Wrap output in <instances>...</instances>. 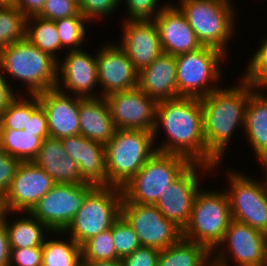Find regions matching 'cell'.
I'll return each instance as SVG.
<instances>
[{"label":"cell","mask_w":267,"mask_h":266,"mask_svg":"<svg viewBox=\"0 0 267 266\" xmlns=\"http://www.w3.org/2000/svg\"><path fill=\"white\" fill-rule=\"evenodd\" d=\"M161 129L168 138L156 145L157 152L179 154L192 163H203L211 167L219 163L206 149L199 98L178 97L157 102L152 132L154 142L159 140L156 137Z\"/></svg>","instance_id":"6da1fadb"},{"label":"cell","mask_w":267,"mask_h":266,"mask_svg":"<svg viewBox=\"0 0 267 266\" xmlns=\"http://www.w3.org/2000/svg\"><path fill=\"white\" fill-rule=\"evenodd\" d=\"M240 79L237 86L220 87L206 97L199 98L206 149L219 163L229 149L228 145H231L236 128L244 130L245 109L250 95L256 90Z\"/></svg>","instance_id":"7a4b0ae2"},{"label":"cell","mask_w":267,"mask_h":266,"mask_svg":"<svg viewBox=\"0 0 267 266\" xmlns=\"http://www.w3.org/2000/svg\"><path fill=\"white\" fill-rule=\"evenodd\" d=\"M58 61L41 51L28 39L13 42L0 51V68L3 75L25 83L28 95H37L56 87ZM19 79V80H18Z\"/></svg>","instance_id":"3957f363"},{"label":"cell","mask_w":267,"mask_h":266,"mask_svg":"<svg viewBox=\"0 0 267 266\" xmlns=\"http://www.w3.org/2000/svg\"><path fill=\"white\" fill-rule=\"evenodd\" d=\"M154 144L152 131L116 129L104 145L107 185L122 188L157 152Z\"/></svg>","instance_id":"277c9868"},{"label":"cell","mask_w":267,"mask_h":266,"mask_svg":"<svg viewBox=\"0 0 267 266\" xmlns=\"http://www.w3.org/2000/svg\"><path fill=\"white\" fill-rule=\"evenodd\" d=\"M178 4L176 6L187 19L201 45L217 48L227 54V44L234 38L236 28L235 6L232 1L180 0Z\"/></svg>","instance_id":"5b68a950"},{"label":"cell","mask_w":267,"mask_h":266,"mask_svg":"<svg viewBox=\"0 0 267 266\" xmlns=\"http://www.w3.org/2000/svg\"><path fill=\"white\" fill-rule=\"evenodd\" d=\"M122 190L116 186L96 185L86 196L82 208L75 214L62 236L70 234L78 245L99 233L109 230L121 216Z\"/></svg>","instance_id":"8992f818"},{"label":"cell","mask_w":267,"mask_h":266,"mask_svg":"<svg viewBox=\"0 0 267 266\" xmlns=\"http://www.w3.org/2000/svg\"><path fill=\"white\" fill-rule=\"evenodd\" d=\"M191 164L179 154L156 152L121 188L122 196L128 203L155 205Z\"/></svg>","instance_id":"52a82bcc"},{"label":"cell","mask_w":267,"mask_h":266,"mask_svg":"<svg viewBox=\"0 0 267 266\" xmlns=\"http://www.w3.org/2000/svg\"><path fill=\"white\" fill-rule=\"evenodd\" d=\"M231 220L225 190L205 191L201 188L195 197L189 222L182 231V238L201 244L213 252L223 240Z\"/></svg>","instance_id":"ba28073f"},{"label":"cell","mask_w":267,"mask_h":266,"mask_svg":"<svg viewBox=\"0 0 267 266\" xmlns=\"http://www.w3.org/2000/svg\"><path fill=\"white\" fill-rule=\"evenodd\" d=\"M225 57L221 50L210 46L176 55L178 97L203 98L220 88V65Z\"/></svg>","instance_id":"9c48e42d"},{"label":"cell","mask_w":267,"mask_h":266,"mask_svg":"<svg viewBox=\"0 0 267 266\" xmlns=\"http://www.w3.org/2000/svg\"><path fill=\"white\" fill-rule=\"evenodd\" d=\"M263 170L267 176V167H263ZM228 173L227 183L230 187L225 192L232 219L267 234V177L261 182L237 170H228Z\"/></svg>","instance_id":"30bf717a"},{"label":"cell","mask_w":267,"mask_h":266,"mask_svg":"<svg viewBox=\"0 0 267 266\" xmlns=\"http://www.w3.org/2000/svg\"><path fill=\"white\" fill-rule=\"evenodd\" d=\"M266 242L267 234L232 219L223 240L212 252L213 266H230L231 255L235 266H265Z\"/></svg>","instance_id":"8fae6325"},{"label":"cell","mask_w":267,"mask_h":266,"mask_svg":"<svg viewBox=\"0 0 267 266\" xmlns=\"http://www.w3.org/2000/svg\"><path fill=\"white\" fill-rule=\"evenodd\" d=\"M92 183L61 184L53 187L37 202L30 213L51 232H63L82 208Z\"/></svg>","instance_id":"7c38bea8"},{"label":"cell","mask_w":267,"mask_h":266,"mask_svg":"<svg viewBox=\"0 0 267 266\" xmlns=\"http://www.w3.org/2000/svg\"><path fill=\"white\" fill-rule=\"evenodd\" d=\"M121 216L132 227L142 247L163 250L182 238V230L164 218L155 205L121 203Z\"/></svg>","instance_id":"4fadbf2b"},{"label":"cell","mask_w":267,"mask_h":266,"mask_svg":"<svg viewBox=\"0 0 267 266\" xmlns=\"http://www.w3.org/2000/svg\"><path fill=\"white\" fill-rule=\"evenodd\" d=\"M218 163L214 167L203 163H192L171 185L156 202L155 206L167 220L173 222L182 231L187 226L191 217L193 203L197 193L201 189L200 175L203 172H213L218 169ZM202 173H201V172ZM198 172V173H197Z\"/></svg>","instance_id":"5bb4252c"},{"label":"cell","mask_w":267,"mask_h":266,"mask_svg":"<svg viewBox=\"0 0 267 266\" xmlns=\"http://www.w3.org/2000/svg\"><path fill=\"white\" fill-rule=\"evenodd\" d=\"M54 184L52 177L33 161L21 162L1 199V208L14 213L30 212Z\"/></svg>","instance_id":"9a60e30c"},{"label":"cell","mask_w":267,"mask_h":266,"mask_svg":"<svg viewBox=\"0 0 267 266\" xmlns=\"http://www.w3.org/2000/svg\"><path fill=\"white\" fill-rule=\"evenodd\" d=\"M116 129L152 131L157 102L138 87L104 97Z\"/></svg>","instance_id":"2e32d148"},{"label":"cell","mask_w":267,"mask_h":266,"mask_svg":"<svg viewBox=\"0 0 267 266\" xmlns=\"http://www.w3.org/2000/svg\"><path fill=\"white\" fill-rule=\"evenodd\" d=\"M64 57L62 61L58 60L56 88L81 98L100 97L98 91L93 92L99 86L96 54L90 55L85 49H80L67 51Z\"/></svg>","instance_id":"e0dca14e"},{"label":"cell","mask_w":267,"mask_h":266,"mask_svg":"<svg viewBox=\"0 0 267 266\" xmlns=\"http://www.w3.org/2000/svg\"><path fill=\"white\" fill-rule=\"evenodd\" d=\"M96 63L100 97L138 86V71L117 42L103 44Z\"/></svg>","instance_id":"ac0fdd59"},{"label":"cell","mask_w":267,"mask_h":266,"mask_svg":"<svg viewBox=\"0 0 267 266\" xmlns=\"http://www.w3.org/2000/svg\"><path fill=\"white\" fill-rule=\"evenodd\" d=\"M37 95L47 116L50 137L62 139L80 135V97L64 93L56 87Z\"/></svg>","instance_id":"d6986e66"},{"label":"cell","mask_w":267,"mask_h":266,"mask_svg":"<svg viewBox=\"0 0 267 266\" xmlns=\"http://www.w3.org/2000/svg\"><path fill=\"white\" fill-rule=\"evenodd\" d=\"M119 46L139 72L161 53L158 28L154 20H124Z\"/></svg>","instance_id":"ffe728a7"},{"label":"cell","mask_w":267,"mask_h":266,"mask_svg":"<svg viewBox=\"0 0 267 266\" xmlns=\"http://www.w3.org/2000/svg\"><path fill=\"white\" fill-rule=\"evenodd\" d=\"M154 22L158 28L163 53L176 56L202 47L187 19L175 4L169 3L165 6Z\"/></svg>","instance_id":"44dd1931"},{"label":"cell","mask_w":267,"mask_h":266,"mask_svg":"<svg viewBox=\"0 0 267 266\" xmlns=\"http://www.w3.org/2000/svg\"><path fill=\"white\" fill-rule=\"evenodd\" d=\"M69 157L77 164L81 177L88 183L107 185L105 147L82 135L60 139Z\"/></svg>","instance_id":"7402d4cb"},{"label":"cell","mask_w":267,"mask_h":266,"mask_svg":"<svg viewBox=\"0 0 267 266\" xmlns=\"http://www.w3.org/2000/svg\"><path fill=\"white\" fill-rule=\"evenodd\" d=\"M156 102L178 98L175 56L161 53L138 72V86Z\"/></svg>","instance_id":"603a6c76"},{"label":"cell","mask_w":267,"mask_h":266,"mask_svg":"<svg viewBox=\"0 0 267 266\" xmlns=\"http://www.w3.org/2000/svg\"><path fill=\"white\" fill-rule=\"evenodd\" d=\"M33 162L51 176L55 183H87L80 175L78 164L68 156L60 139L45 138Z\"/></svg>","instance_id":"cb8c5ba5"},{"label":"cell","mask_w":267,"mask_h":266,"mask_svg":"<svg viewBox=\"0 0 267 266\" xmlns=\"http://www.w3.org/2000/svg\"><path fill=\"white\" fill-rule=\"evenodd\" d=\"M80 135L105 145L116 131L104 97L81 98L79 106Z\"/></svg>","instance_id":"d4e9b609"},{"label":"cell","mask_w":267,"mask_h":266,"mask_svg":"<svg viewBox=\"0 0 267 266\" xmlns=\"http://www.w3.org/2000/svg\"><path fill=\"white\" fill-rule=\"evenodd\" d=\"M267 95L256 89L245 109L244 133L254 151V158L267 167ZM256 154V156H255Z\"/></svg>","instance_id":"484cf974"},{"label":"cell","mask_w":267,"mask_h":266,"mask_svg":"<svg viewBox=\"0 0 267 266\" xmlns=\"http://www.w3.org/2000/svg\"><path fill=\"white\" fill-rule=\"evenodd\" d=\"M20 213L21 215L19 214V216L21 217L18 218L17 216L16 220H12L11 222L8 219V216L18 213L5 210L1 211L0 219L4 222L10 248L42 247L46 238V236H44L46 235L45 233H48L49 235V232L51 233V231L30 212Z\"/></svg>","instance_id":"4316f807"},{"label":"cell","mask_w":267,"mask_h":266,"mask_svg":"<svg viewBox=\"0 0 267 266\" xmlns=\"http://www.w3.org/2000/svg\"><path fill=\"white\" fill-rule=\"evenodd\" d=\"M157 266H213L212 252L201 244L181 238L160 250Z\"/></svg>","instance_id":"83f0119b"},{"label":"cell","mask_w":267,"mask_h":266,"mask_svg":"<svg viewBox=\"0 0 267 266\" xmlns=\"http://www.w3.org/2000/svg\"><path fill=\"white\" fill-rule=\"evenodd\" d=\"M42 139L35 133L25 130L0 129V150L21 162L33 161L42 144Z\"/></svg>","instance_id":"f1b7e54d"},{"label":"cell","mask_w":267,"mask_h":266,"mask_svg":"<svg viewBox=\"0 0 267 266\" xmlns=\"http://www.w3.org/2000/svg\"><path fill=\"white\" fill-rule=\"evenodd\" d=\"M25 38L41 51L49 53L57 61L59 60L57 51H61V44L55 21L39 16L28 17Z\"/></svg>","instance_id":"f546056e"},{"label":"cell","mask_w":267,"mask_h":266,"mask_svg":"<svg viewBox=\"0 0 267 266\" xmlns=\"http://www.w3.org/2000/svg\"><path fill=\"white\" fill-rule=\"evenodd\" d=\"M50 238H45L42 246V266H81L80 245L71 237L66 241L59 238L56 240V237L53 240Z\"/></svg>","instance_id":"4dcf8cb0"},{"label":"cell","mask_w":267,"mask_h":266,"mask_svg":"<svg viewBox=\"0 0 267 266\" xmlns=\"http://www.w3.org/2000/svg\"><path fill=\"white\" fill-rule=\"evenodd\" d=\"M39 106L38 95H28L25 98L16 95L0 114V129L23 130L27 116H31Z\"/></svg>","instance_id":"1f68e13d"},{"label":"cell","mask_w":267,"mask_h":266,"mask_svg":"<svg viewBox=\"0 0 267 266\" xmlns=\"http://www.w3.org/2000/svg\"><path fill=\"white\" fill-rule=\"evenodd\" d=\"M26 19L22 12L12 6H0V51L26 36Z\"/></svg>","instance_id":"d6a6232c"},{"label":"cell","mask_w":267,"mask_h":266,"mask_svg":"<svg viewBox=\"0 0 267 266\" xmlns=\"http://www.w3.org/2000/svg\"><path fill=\"white\" fill-rule=\"evenodd\" d=\"M88 22V23H87ZM89 21L84 16H70L55 20V25L59 33L61 50H80L86 39V24Z\"/></svg>","instance_id":"836d02e7"},{"label":"cell","mask_w":267,"mask_h":266,"mask_svg":"<svg viewBox=\"0 0 267 266\" xmlns=\"http://www.w3.org/2000/svg\"><path fill=\"white\" fill-rule=\"evenodd\" d=\"M82 261H109L120 259L116 254L111 228L91 237L81 245Z\"/></svg>","instance_id":"e575fe53"},{"label":"cell","mask_w":267,"mask_h":266,"mask_svg":"<svg viewBox=\"0 0 267 266\" xmlns=\"http://www.w3.org/2000/svg\"><path fill=\"white\" fill-rule=\"evenodd\" d=\"M259 45H261L260 48L252 55L241 77L255 89L264 91L267 88V36L261 40Z\"/></svg>","instance_id":"d590c367"},{"label":"cell","mask_w":267,"mask_h":266,"mask_svg":"<svg viewBox=\"0 0 267 266\" xmlns=\"http://www.w3.org/2000/svg\"><path fill=\"white\" fill-rule=\"evenodd\" d=\"M111 235L114 241L116 254L120 259L130 255L141 247L138 236L122 216L113 223Z\"/></svg>","instance_id":"8d00e7d4"},{"label":"cell","mask_w":267,"mask_h":266,"mask_svg":"<svg viewBox=\"0 0 267 266\" xmlns=\"http://www.w3.org/2000/svg\"><path fill=\"white\" fill-rule=\"evenodd\" d=\"M159 0H125L128 8L125 20H154L159 12L169 3L162 4ZM159 3V4H157ZM159 7V8H158ZM158 8V9H157Z\"/></svg>","instance_id":"74e56055"},{"label":"cell","mask_w":267,"mask_h":266,"mask_svg":"<svg viewBox=\"0 0 267 266\" xmlns=\"http://www.w3.org/2000/svg\"><path fill=\"white\" fill-rule=\"evenodd\" d=\"M47 20H58L70 16H83L79 4L73 0H46L38 15Z\"/></svg>","instance_id":"f35d334b"},{"label":"cell","mask_w":267,"mask_h":266,"mask_svg":"<svg viewBox=\"0 0 267 266\" xmlns=\"http://www.w3.org/2000/svg\"><path fill=\"white\" fill-rule=\"evenodd\" d=\"M121 0H81L79 4L80 13L89 21L93 22L104 16L114 14L120 4Z\"/></svg>","instance_id":"ab89813d"},{"label":"cell","mask_w":267,"mask_h":266,"mask_svg":"<svg viewBox=\"0 0 267 266\" xmlns=\"http://www.w3.org/2000/svg\"><path fill=\"white\" fill-rule=\"evenodd\" d=\"M20 160L0 150V200L9 189Z\"/></svg>","instance_id":"60d3db41"},{"label":"cell","mask_w":267,"mask_h":266,"mask_svg":"<svg viewBox=\"0 0 267 266\" xmlns=\"http://www.w3.org/2000/svg\"><path fill=\"white\" fill-rule=\"evenodd\" d=\"M9 266H42V247L11 249Z\"/></svg>","instance_id":"b9f144b4"},{"label":"cell","mask_w":267,"mask_h":266,"mask_svg":"<svg viewBox=\"0 0 267 266\" xmlns=\"http://www.w3.org/2000/svg\"><path fill=\"white\" fill-rule=\"evenodd\" d=\"M160 250L152 247H140L122 258L124 266H157Z\"/></svg>","instance_id":"7bdbcfd3"},{"label":"cell","mask_w":267,"mask_h":266,"mask_svg":"<svg viewBox=\"0 0 267 266\" xmlns=\"http://www.w3.org/2000/svg\"><path fill=\"white\" fill-rule=\"evenodd\" d=\"M25 132L35 133V136L40 137L42 140L50 137L47 123V116L40 105L31 116H27Z\"/></svg>","instance_id":"ee69618b"},{"label":"cell","mask_w":267,"mask_h":266,"mask_svg":"<svg viewBox=\"0 0 267 266\" xmlns=\"http://www.w3.org/2000/svg\"><path fill=\"white\" fill-rule=\"evenodd\" d=\"M46 0H15L14 6L18 8L27 18L38 16L41 13Z\"/></svg>","instance_id":"f6af8a7d"},{"label":"cell","mask_w":267,"mask_h":266,"mask_svg":"<svg viewBox=\"0 0 267 266\" xmlns=\"http://www.w3.org/2000/svg\"><path fill=\"white\" fill-rule=\"evenodd\" d=\"M5 78L0 68V114L4 111L8 103L16 96L13 92L12 83ZM10 83V85H9Z\"/></svg>","instance_id":"bcb514c9"},{"label":"cell","mask_w":267,"mask_h":266,"mask_svg":"<svg viewBox=\"0 0 267 266\" xmlns=\"http://www.w3.org/2000/svg\"><path fill=\"white\" fill-rule=\"evenodd\" d=\"M10 244L4 222L0 219V266H9Z\"/></svg>","instance_id":"7dc6e473"},{"label":"cell","mask_w":267,"mask_h":266,"mask_svg":"<svg viewBox=\"0 0 267 266\" xmlns=\"http://www.w3.org/2000/svg\"><path fill=\"white\" fill-rule=\"evenodd\" d=\"M81 266H124L122 259L109 261H81Z\"/></svg>","instance_id":"c3c4849f"},{"label":"cell","mask_w":267,"mask_h":266,"mask_svg":"<svg viewBox=\"0 0 267 266\" xmlns=\"http://www.w3.org/2000/svg\"><path fill=\"white\" fill-rule=\"evenodd\" d=\"M15 0H0V6H12Z\"/></svg>","instance_id":"681fc988"},{"label":"cell","mask_w":267,"mask_h":266,"mask_svg":"<svg viewBox=\"0 0 267 266\" xmlns=\"http://www.w3.org/2000/svg\"><path fill=\"white\" fill-rule=\"evenodd\" d=\"M265 266H267V242H266V262H265Z\"/></svg>","instance_id":"f907efd6"},{"label":"cell","mask_w":267,"mask_h":266,"mask_svg":"<svg viewBox=\"0 0 267 266\" xmlns=\"http://www.w3.org/2000/svg\"><path fill=\"white\" fill-rule=\"evenodd\" d=\"M74 2H76L77 4L81 3V0H73Z\"/></svg>","instance_id":"816d5d0a"},{"label":"cell","mask_w":267,"mask_h":266,"mask_svg":"<svg viewBox=\"0 0 267 266\" xmlns=\"http://www.w3.org/2000/svg\"><path fill=\"white\" fill-rule=\"evenodd\" d=\"M1 211H2V208H1V200H0V215H1Z\"/></svg>","instance_id":"f5cc1de1"}]
</instances>
